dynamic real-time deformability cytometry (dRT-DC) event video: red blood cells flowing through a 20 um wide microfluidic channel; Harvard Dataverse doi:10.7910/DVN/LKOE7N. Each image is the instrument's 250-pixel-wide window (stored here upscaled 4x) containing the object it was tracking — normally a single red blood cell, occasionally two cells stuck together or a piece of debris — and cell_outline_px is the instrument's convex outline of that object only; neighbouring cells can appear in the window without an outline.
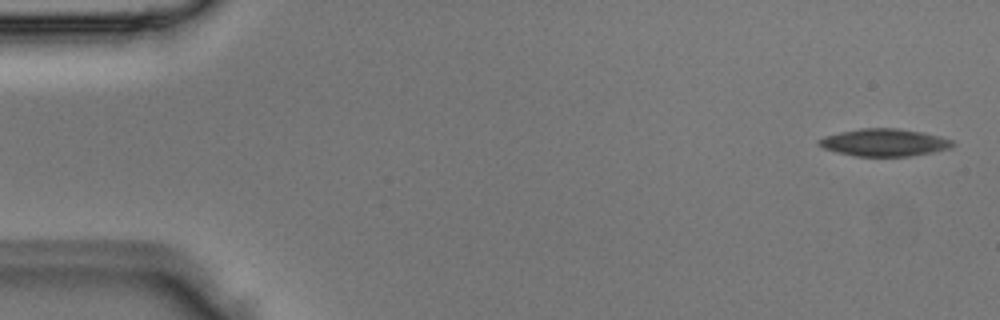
{"species": "Egyptian fruit bat (a non-hibernating species)", "species_latin": "Rousettus aegyptiacus", "temperature_condition": "room temperature", "stored_images_in_passage": 2, "camera_frame_rate_fps": 3000, "um_per_image_px": 0.085, "animal": {"sex": "male"}, "frame": {"image": 1, "passage_image": 1, "time_ms": 0.0, "image_size_px": [1000, 320], "cell_outline_px": [[956, 144], [952, 148], [912, 156], [856, 156], [836, 152], [824, 148], [816, 144], [816, 140], [824, 136], [840, 132], [860, 128], [896, 128], [924, 132], [940, 136], [952, 140]], "centroid_in_image_um": [75.17, 12.11], "position_along_channel_um": 9.8, "area_um2": 21.56}}